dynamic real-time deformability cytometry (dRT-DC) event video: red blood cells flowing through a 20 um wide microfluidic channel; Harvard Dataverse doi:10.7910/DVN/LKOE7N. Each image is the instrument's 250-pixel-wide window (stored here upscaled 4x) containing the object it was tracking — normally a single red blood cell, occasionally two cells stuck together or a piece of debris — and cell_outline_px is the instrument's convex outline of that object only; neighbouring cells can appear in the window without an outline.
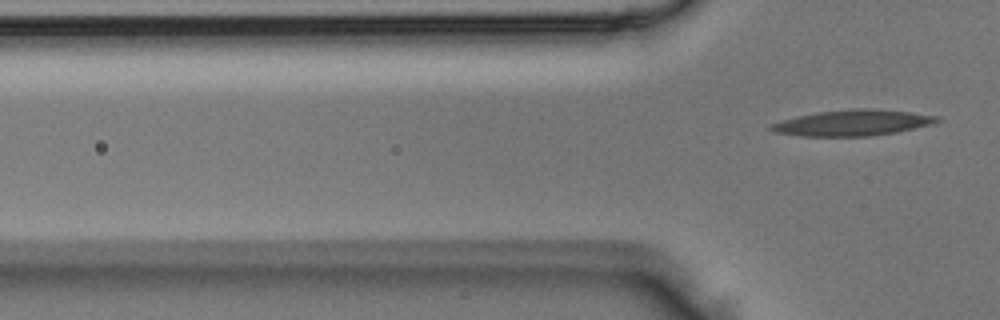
{"species": "Egyptian fruit bat (a non-hibernating species)", "species_latin": "Rousettus aegyptiacus", "temperature_condition": "room temperature", "stored_images_in_passage": 3, "segment_of_instrument_passage": [2, 2], "camera_frame_rate_fps": 3000, "um_per_image_px": 0.085, "animal": {"sex": "male"}, "frame": {"image": 1, "passage_image": 3, "time_ms": 0.667, "image_size_px": [1000, 320], "cell_outline_px": [[940, 120], [936, 124], [896, 132], [868, 136], [800, 136], [776, 132], [768, 128], [768, 124], [800, 116], [820, 112], [856, 108], [864, 108], [908, 112], [940, 116]], "centroid_in_image_um": [72.52, 10.45], "position_along_channel_um": 53.3, "area_um2": 24.8}}